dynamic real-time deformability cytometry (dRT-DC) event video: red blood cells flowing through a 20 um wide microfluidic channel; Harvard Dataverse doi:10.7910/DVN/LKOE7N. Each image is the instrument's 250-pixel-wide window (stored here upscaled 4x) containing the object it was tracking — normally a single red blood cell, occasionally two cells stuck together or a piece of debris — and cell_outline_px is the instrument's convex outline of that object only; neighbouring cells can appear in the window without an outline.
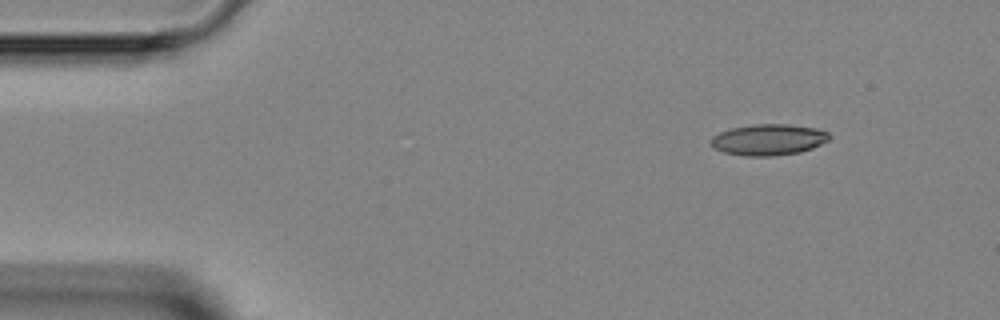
{"species": "Egyptian fruit bat (a non-hibernating species)", "species_latin": "Rousettus aegyptiacus", "temperature_condition": "room temperature", "stored_images_in_passage": 3, "camera_frame_rate_fps": 3000, "um_per_image_px": 0.085, "animal": {"sex": "female"}, "frame": {"image": 1, "passage_image": 1, "time_ms": 0.0, "image_size_px": [1000, 320], "cell_outline_px": [[832, 136], [828, 140], [812, 148], [800, 152], [772, 156], [744, 156], [724, 152], [716, 148], [708, 140], [712, 136], [720, 132], [732, 128], [752, 124], [788, 124], [816, 128], [828, 132]], "centroid_in_image_um": [65.33, 11.87], "position_along_channel_um": 19.7, "area_um2": 21.5}}
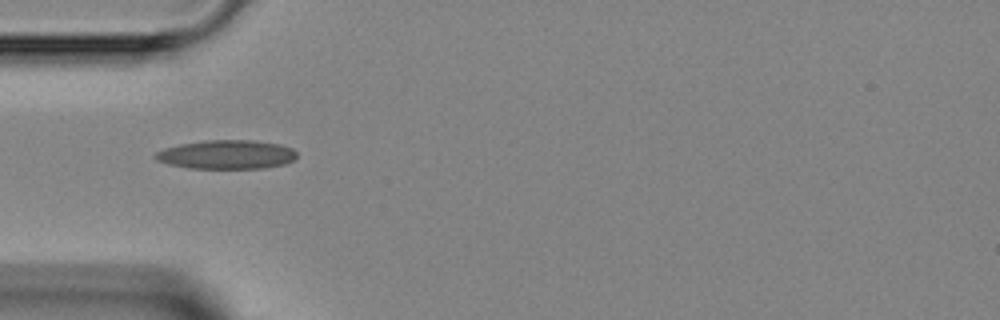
{"frame": {"image": 2, "passage_image": 3, "time_ms": 3.0, "image_size_px": [1000, 320], "cell_outline_px": [[296, 156], [292, 160], [284, 164], [264, 168], [188, 168], [168, 164], [156, 160], [152, 156], [156, 152], [164, 148], [180, 144], [204, 140], [252, 140], [280, 144], [292, 148], [296, 152]], "centroid_in_image_um": [19.23, 13.13], "position_along_channel_um": 65.8, "area_um2": 23.87}}